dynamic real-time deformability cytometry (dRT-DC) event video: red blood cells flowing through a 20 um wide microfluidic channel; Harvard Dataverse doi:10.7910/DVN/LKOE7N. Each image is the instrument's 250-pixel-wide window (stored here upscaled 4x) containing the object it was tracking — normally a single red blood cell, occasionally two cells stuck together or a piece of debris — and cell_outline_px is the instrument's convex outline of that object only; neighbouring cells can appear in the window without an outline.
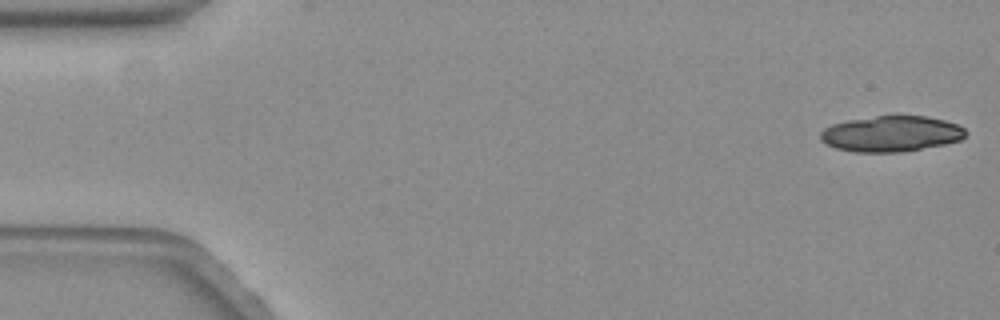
{"species": "common noctule bat (a hibernating species)", "species_latin": "Nyctalus noctula", "temperature_condition": "warm", "stored_images_in_passage": 19, "camera_frame_rate_fps": 3000, "um_per_image_px": 0.085, "animal": {"sex": "female", "body_mass_g": 19.3, "forearm_length_mm": 54.1}, "frame": {"image": 1, "passage_image": 1, "time_ms": 0.0, "image_size_px": [1000, 320], "cell_outline_px": [[968, 132], [960, 140], [944, 144], [900, 152], [856, 152], [836, 148], [820, 140], [820, 132], [824, 128], [832, 124], [848, 120], [896, 112], [928, 116], [944, 120], [956, 124], [964, 128]], "centroid_in_image_um": [75.76, 11.32], "position_along_channel_um": 9.2, "area_um2": 30.98}}